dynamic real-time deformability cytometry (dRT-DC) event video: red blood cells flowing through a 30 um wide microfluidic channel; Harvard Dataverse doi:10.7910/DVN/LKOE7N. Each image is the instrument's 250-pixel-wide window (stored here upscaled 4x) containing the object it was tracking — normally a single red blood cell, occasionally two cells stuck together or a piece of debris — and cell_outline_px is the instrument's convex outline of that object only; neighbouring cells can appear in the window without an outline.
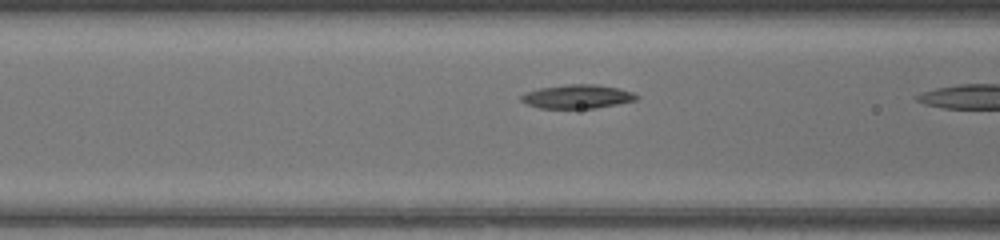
{"species": "common noctule bat (a hibernating species)", "species_latin": "Nyctalus noctula", "temperature_condition": "warm", "stored_images_in_passage": 7, "camera_frame_rate_fps": 3000, "um_per_image_px": 0.085, "animal": {"sex": "female", "body_mass_g": 17.0, "forearm_length_mm": 48.0}, "frame": {"image": 1, "passage_image": 6, "time_ms": 1.667, "image_size_px": [1000, 240], "cell_outline_px": [[640, 96], [636, 100], [596, 108], [540, 108], [528, 104], [520, 100], [520, 96], [524, 92], [540, 88], [568, 84], [596, 84], [616, 88], [632, 92]], "centroid_in_image_um": [49.05, 8.2], "position_along_channel_um": 117.6, "area_um2": 15.9}}